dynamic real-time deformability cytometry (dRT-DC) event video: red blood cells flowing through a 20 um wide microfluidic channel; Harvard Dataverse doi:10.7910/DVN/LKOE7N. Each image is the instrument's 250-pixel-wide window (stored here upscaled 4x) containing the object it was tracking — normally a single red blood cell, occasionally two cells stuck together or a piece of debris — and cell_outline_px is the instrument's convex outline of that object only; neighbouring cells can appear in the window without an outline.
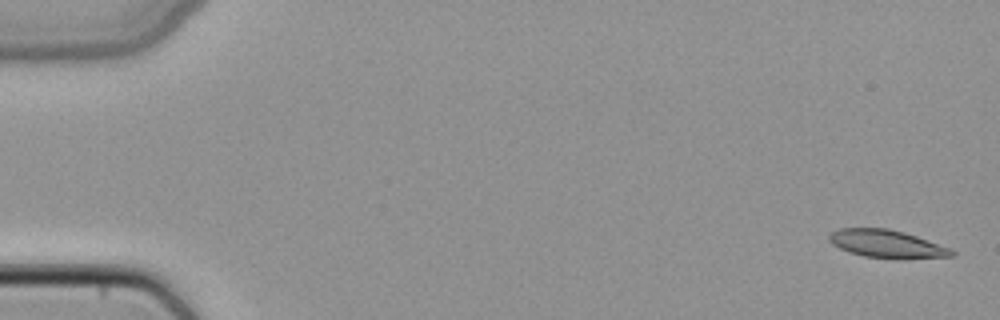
{"species": "common noctule bat (a hibernating species)", "species_latin": "Nyctalus noctula", "temperature_condition": "cold", "stored_images_in_passage": 5, "camera_frame_rate_fps": 3000, "um_per_image_px": 0.085, "animal": {"sex": "female", "body_mass_g": 22.7, "forearm_length_mm": 54.2}, "frame": {"image": 1, "passage_image": 1, "time_ms": 0.0, "image_size_px": [1000, 320], "cell_outline_px": [[956, 256], [864, 256], [848, 252], [832, 244], [828, 240], [828, 236], [832, 232], [840, 228], [888, 228], [904, 232], [952, 248], [956, 252]], "centroid_in_image_um": [75.32, 20.67], "position_along_channel_um": 9.7, "area_um2": 19.02}}